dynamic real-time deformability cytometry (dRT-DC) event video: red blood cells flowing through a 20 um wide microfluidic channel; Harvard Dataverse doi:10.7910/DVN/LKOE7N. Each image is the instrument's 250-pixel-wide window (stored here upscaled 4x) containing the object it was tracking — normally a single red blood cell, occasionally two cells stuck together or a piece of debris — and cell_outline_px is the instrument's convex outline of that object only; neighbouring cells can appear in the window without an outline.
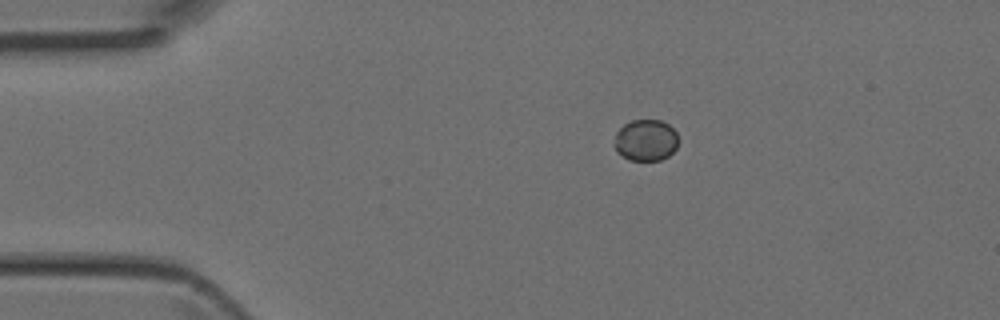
{"species": "Egyptian fruit bat (a non-hibernating species)", "species_latin": "Rousettus aegyptiacus", "temperature_condition": "room temperature", "stored_images_in_passage": 3, "camera_frame_rate_fps": 3000, "um_per_image_px": 0.085, "animal": {"sex": "female"}, "frame": {"image": 1, "passage_image": 2, "time_ms": 0.333, "image_size_px": [1000, 320], "cell_outline_px": [[680, 140], [676, 148], [668, 156], [660, 160], [628, 160], [616, 152], [612, 144], [616, 132], [624, 124], [632, 120], [660, 120], [668, 124], [676, 132]], "centroid_in_image_um": [54.87, 11.92], "position_along_channel_um": 30.1, "area_um2": 15.78}}